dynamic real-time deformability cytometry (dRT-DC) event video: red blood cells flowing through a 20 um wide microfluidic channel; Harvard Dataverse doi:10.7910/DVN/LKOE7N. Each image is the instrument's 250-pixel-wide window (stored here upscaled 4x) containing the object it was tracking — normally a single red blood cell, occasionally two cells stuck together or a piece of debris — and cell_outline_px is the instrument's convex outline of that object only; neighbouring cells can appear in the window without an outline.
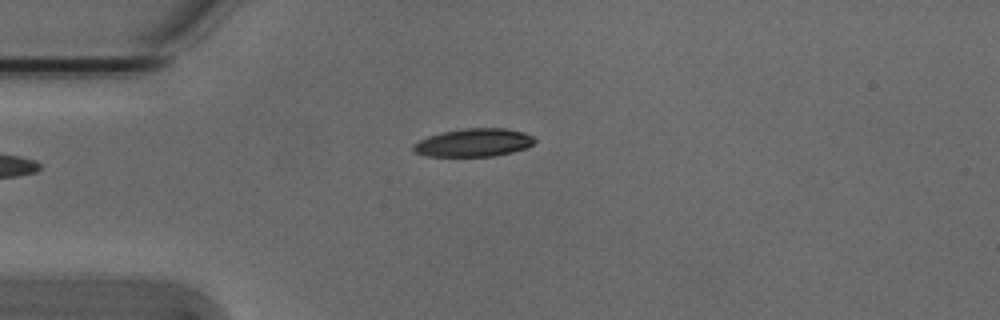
{"species": "Egyptian fruit bat (a non-hibernating species)", "species_latin": "Rousettus aegyptiacus", "temperature_condition": "cold", "stored_images_in_passage": 41, "camera_frame_rate_fps": 3000, "um_per_image_px": 0.085, "animal": {"sex": "male"}, "frame": {"image": 1, "passage_image": 1, "time_ms": 0.0, "image_size_px": [1000, 320], "cell_outline_px": [[536, 140], [528, 148], [512, 152], [492, 156], [428, 156], [416, 152], [412, 148], [412, 144], [428, 136], [444, 132], [468, 128], [504, 128], [524, 132], [532, 136]], "centroid_in_image_um": [40.29, 12.12], "position_along_channel_um": 44.7, "area_um2": 19.71}}
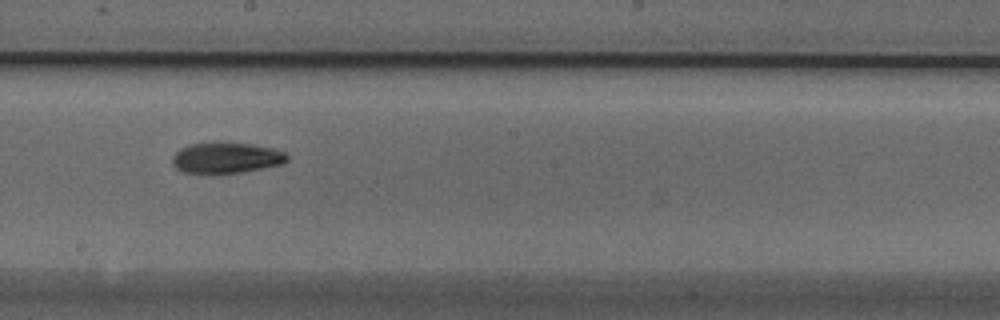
{"frame": {"image": 2, "passage_image": 17, "time_ms": 5.333, "image_size_px": [1000, 320], "cell_outline_px": [[288, 160], [284, 164], [240, 172], [184, 172], [176, 168], [172, 164], [172, 156], [180, 148], [188, 144], [208, 140], [220, 140], [276, 148], [284, 152], [288, 156]], "centroid_in_image_um": [19.22, 13.35], "position_along_channel_um": 229.0, "area_um2": 21.04}}
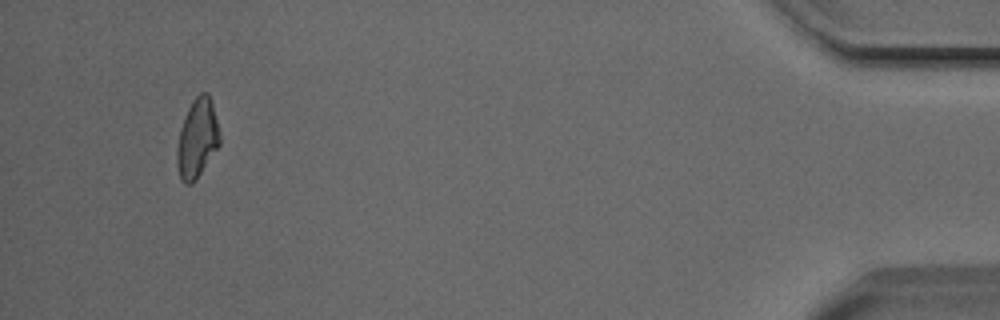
{"frame": {"image": 3, "passage_image": 38, "time_ms": 12.333, "image_size_px": [1000, 320], "cell_outline_px": [[220, 144], [196, 180], [192, 184], [184, 184], [180, 180], [176, 164], [176, 148], [180, 128], [184, 116], [192, 100], [200, 92], [208, 92], [212, 104], [220, 132]], "centroid_in_image_um": [16.74, 11.79], "position_along_channel_um": 418.5, "area_um2": 19.94}, "authors_computed_cell_mechanics": {"area_um2": 20.1722, "velocity_mm_per_s": 3.8102, "shape_relaxation_time_tau1_ms": 3.9446, "shape_relaxation_time_tau2_ms": 4.9458, "deformation_change_tau1": 0.1208, "deformation_change_tau2": 0.1254}}